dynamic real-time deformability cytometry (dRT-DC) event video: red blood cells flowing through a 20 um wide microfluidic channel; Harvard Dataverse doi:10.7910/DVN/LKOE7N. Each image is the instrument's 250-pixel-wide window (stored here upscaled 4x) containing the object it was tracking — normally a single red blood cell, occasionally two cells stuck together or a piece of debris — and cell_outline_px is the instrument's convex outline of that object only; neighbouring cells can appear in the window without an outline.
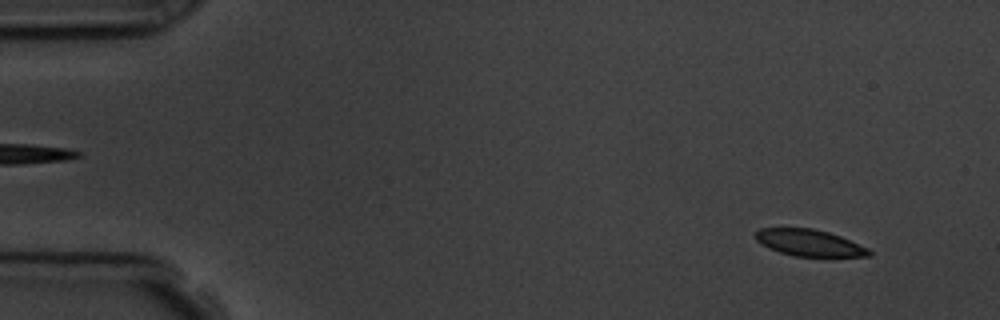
{"species": "common noctule bat (a hibernating species)", "species_latin": "Nyctalus noctula", "temperature_condition": "room temperature", "stored_images_in_passage": 4, "segment_of_instrument_passage": [2, 2], "camera_frame_rate_fps": 3000, "um_per_image_px": 0.085, "animal": {"sex": "male", "body_mass_g": 19.5, "forearm_length_mm": 54.6}, "frame": {"image": 1, "passage_image": 4, "time_ms": 4.333, "image_size_px": [1000, 320], "cell_outline_px": [[872, 256], [796, 256], [780, 252], [768, 248], [756, 240], [756, 232], [760, 228], [812, 228], [828, 232], [840, 236], [868, 248], [872, 252]], "centroid_in_image_um": [68.79, 20.63], "position_along_channel_um": 16.2, "area_um2": 17.4}}